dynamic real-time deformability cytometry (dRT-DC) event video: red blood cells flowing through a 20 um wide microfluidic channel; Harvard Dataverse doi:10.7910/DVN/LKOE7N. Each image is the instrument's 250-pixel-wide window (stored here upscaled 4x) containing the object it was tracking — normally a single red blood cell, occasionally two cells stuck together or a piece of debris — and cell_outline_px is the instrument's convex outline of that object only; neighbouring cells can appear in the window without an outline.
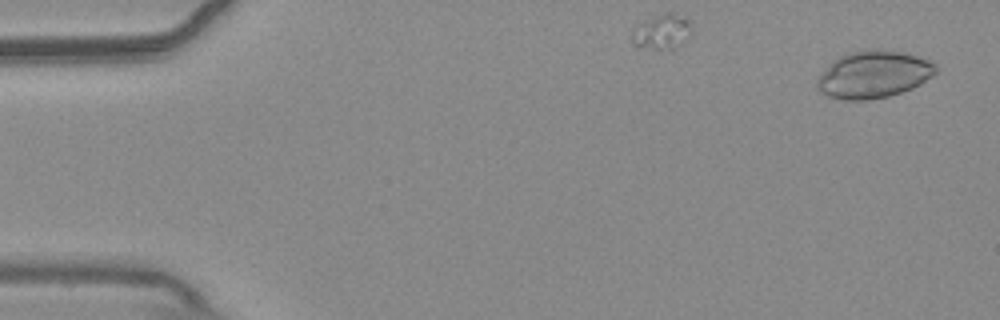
{"species": "common noctule bat (a hibernating species)", "species_latin": "Nyctalus noctula", "temperature_condition": "warm", "stored_images_in_passage": 39, "camera_frame_rate_fps": 3000, "um_per_image_px": 0.085, "animal": {"sex": "male", "body_mass_g": 20.4}, "frame": {"image": 1, "passage_image": 2, "time_ms": 0.333, "image_size_px": [1000, 320], "cell_outline_px": [[936, 72], [932, 76], [920, 84], [912, 88], [888, 96], [868, 100], [844, 100], [828, 96], [820, 92], [816, 88], [816, 80], [828, 64], [832, 60], [840, 56], [852, 52], [868, 48], [872, 48], [904, 52], [928, 60], [936, 64]], "centroid_in_image_um": [74.22, 6.32], "position_along_channel_um": 10.8, "area_um2": 32.77}}